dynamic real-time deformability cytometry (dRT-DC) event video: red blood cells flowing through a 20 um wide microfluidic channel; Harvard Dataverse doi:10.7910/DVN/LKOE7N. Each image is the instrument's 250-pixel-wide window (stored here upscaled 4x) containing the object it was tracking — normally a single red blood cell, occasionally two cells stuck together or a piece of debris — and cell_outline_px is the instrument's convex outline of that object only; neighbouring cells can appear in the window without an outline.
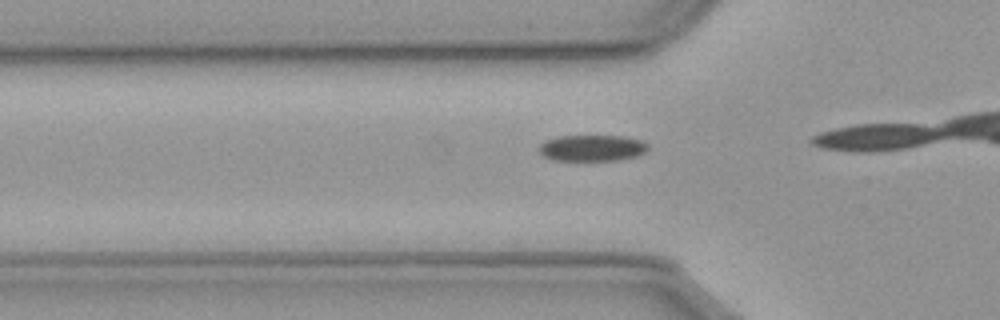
{"species": "common noctule bat (a hibernating species)", "species_latin": "Nyctalus noctula", "temperature_condition": "cold", "stored_images_in_passage": 7, "camera_frame_rate_fps": 3000, "um_per_image_px": 0.085, "animal": {"sex": "male", "body_mass_g": 23.1, "forearm_length_mm": 52.7}, "frame": {"image": 1, "passage_image": 4, "time_ms": 1.0, "image_size_px": [1000, 320], "cell_outline_px": [[648, 148], [644, 152], [636, 156], [616, 160], [552, 160], [544, 156], [540, 152], [540, 144], [548, 140], [560, 136], [624, 136], [640, 140], [648, 144]], "centroid_in_image_um": [50.34, 12.58], "position_along_channel_um": 75.5, "area_um2": 16.42}}